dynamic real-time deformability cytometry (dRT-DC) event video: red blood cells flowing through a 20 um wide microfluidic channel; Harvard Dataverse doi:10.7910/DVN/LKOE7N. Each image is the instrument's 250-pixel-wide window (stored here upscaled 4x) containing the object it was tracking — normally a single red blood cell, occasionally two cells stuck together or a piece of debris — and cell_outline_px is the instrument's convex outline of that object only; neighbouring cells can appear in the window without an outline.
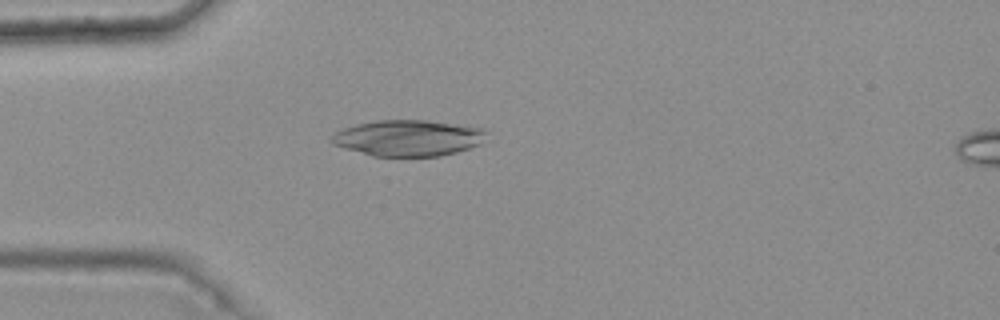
{"species": "common noctule bat (a hibernating species)", "species_latin": "Nyctalus noctula", "temperature_condition": "warm", "stored_images_in_passage": 3, "camera_frame_rate_fps": 3000, "um_per_image_px": 0.085, "animal": {"sex": "female", "body_mass_g": 25.1}, "frame": {"image": 1, "passage_image": 3, "time_ms": 0.667, "image_size_px": [1000, 320], "cell_outline_px": [[488, 132], [480, 144], [456, 152], [440, 156], [372, 156], [344, 148], [332, 144], [332, 136], [336, 132], [344, 128], [356, 124], [376, 120], [428, 120], [484, 128]], "centroid_in_image_um": [34.7, 11.72], "position_along_channel_um": 50.3, "area_um2": 32.54}}